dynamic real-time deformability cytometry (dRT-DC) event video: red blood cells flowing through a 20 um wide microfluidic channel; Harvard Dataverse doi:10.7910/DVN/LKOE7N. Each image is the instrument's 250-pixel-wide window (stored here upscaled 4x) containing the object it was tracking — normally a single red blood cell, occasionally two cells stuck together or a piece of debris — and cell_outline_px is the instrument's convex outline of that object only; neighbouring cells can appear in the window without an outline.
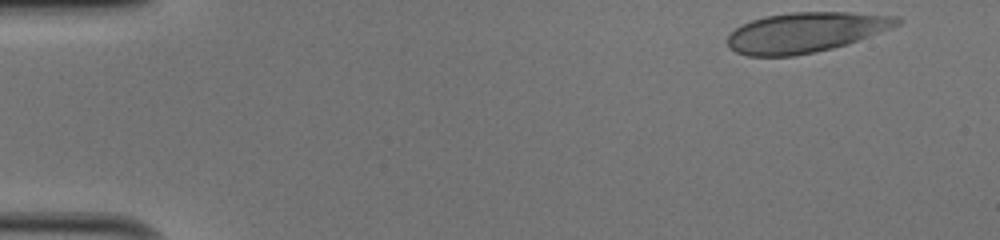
{"species": "human", "species_latin": "Homo sapiens", "temperature_condition": "cold", "stored_images_in_passage": 10, "camera_frame_rate_fps": 3000, "um_per_image_px": 0.085, "donor": {"sex": "male"}, "frame": {"image": 1, "passage_image": 1, "time_ms": 0.0, "image_size_px": [1000, 240], "cell_outline_px": [[904, 20], [900, 24], [892, 28], [848, 44], [832, 48], [792, 56], [748, 56], [736, 52], [728, 48], [728, 36], [736, 28], [752, 20], [764, 16], [792, 12], [852, 12], [900, 16]], "centroid_in_image_um": [68.52, 2.74], "position_along_channel_um": 16.5, "area_um2": 39.71}}